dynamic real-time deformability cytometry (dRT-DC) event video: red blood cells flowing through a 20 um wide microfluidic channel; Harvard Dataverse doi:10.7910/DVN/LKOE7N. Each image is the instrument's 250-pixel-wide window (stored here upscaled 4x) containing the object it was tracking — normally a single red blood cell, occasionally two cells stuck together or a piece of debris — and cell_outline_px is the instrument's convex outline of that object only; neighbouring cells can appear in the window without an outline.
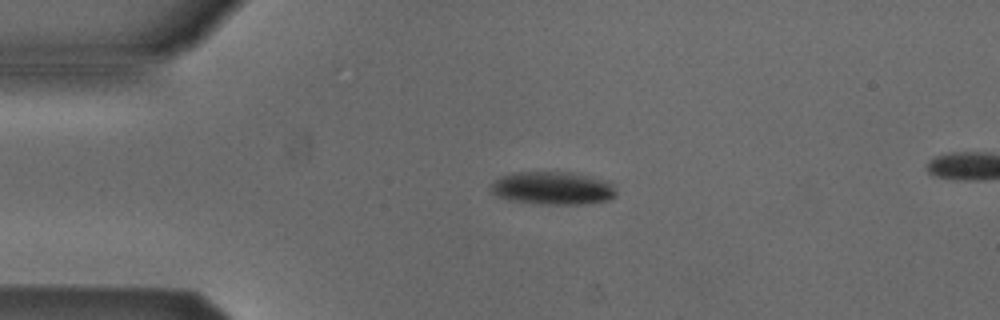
{"species": "Egyptian fruit bat (a non-hibernating species)", "species_latin": "Rousettus aegyptiacus", "temperature_condition": "cold", "stored_images_in_passage": 4, "segment_of_instrument_passage": [1, 2], "camera_frame_rate_fps": 3000, "um_per_image_px": 0.085, "animal": {"sex": "male"}, "frame": {"image": 1, "passage_image": 3, "time_ms": 0.667, "image_size_px": [1000, 320], "cell_outline_px": [[616, 192], [608, 200], [580, 204], [540, 204], [512, 200], [496, 196], [488, 188], [488, 184], [500, 176], [512, 172], [572, 172], [592, 176], [608, 180], [612, 184]], "centroid_in_image_um": [46.93, 15.97], "position_along_channel_um": 38.1, "area_um2": 24.33}}